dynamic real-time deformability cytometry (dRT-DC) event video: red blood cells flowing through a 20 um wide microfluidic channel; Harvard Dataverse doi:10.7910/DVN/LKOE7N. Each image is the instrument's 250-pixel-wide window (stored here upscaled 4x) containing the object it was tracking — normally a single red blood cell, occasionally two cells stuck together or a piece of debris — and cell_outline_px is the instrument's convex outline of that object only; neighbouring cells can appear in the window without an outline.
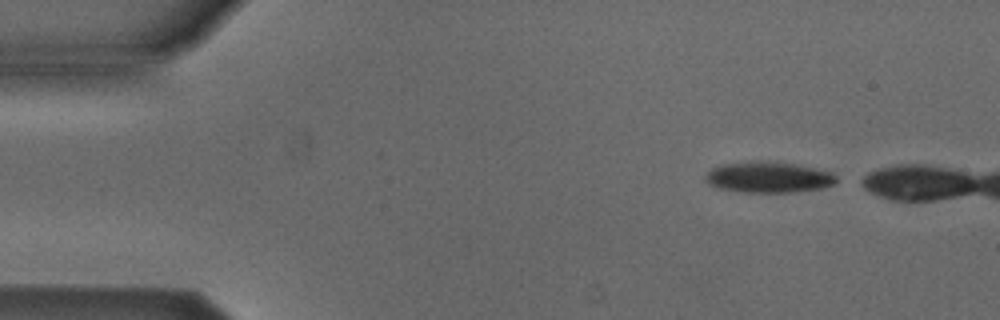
{"species": "Egyptian fruit bat (a non-hibernating species)", "species_latin": "Rousettus aegyptiacus", "temperature_condition": "cold", "stored_images_in_passage": 10, "camera_frame_rate_fps": 3000, "um_per_image_px": 0.085, "animal": {"sex": "male"}, "frame": {"image": 1, "passage_image": 2, "time_ms": 0.333, "image_size_px": [1000, 320], "cell_outline_px": [[836, 180], [832, 184], [824, 188], [792, 192], [744, 192], [716, 188], [708, 184], [704, 180], [704, 176], [712, 168], [724, 164], [748, 160], [764, 160], [792, 164], [832, 172], [836, 176]], "centroid_in_image_um": [65.26, 15.06], "position_along_channel_um": 19.7, "area_um2": 23.7}}